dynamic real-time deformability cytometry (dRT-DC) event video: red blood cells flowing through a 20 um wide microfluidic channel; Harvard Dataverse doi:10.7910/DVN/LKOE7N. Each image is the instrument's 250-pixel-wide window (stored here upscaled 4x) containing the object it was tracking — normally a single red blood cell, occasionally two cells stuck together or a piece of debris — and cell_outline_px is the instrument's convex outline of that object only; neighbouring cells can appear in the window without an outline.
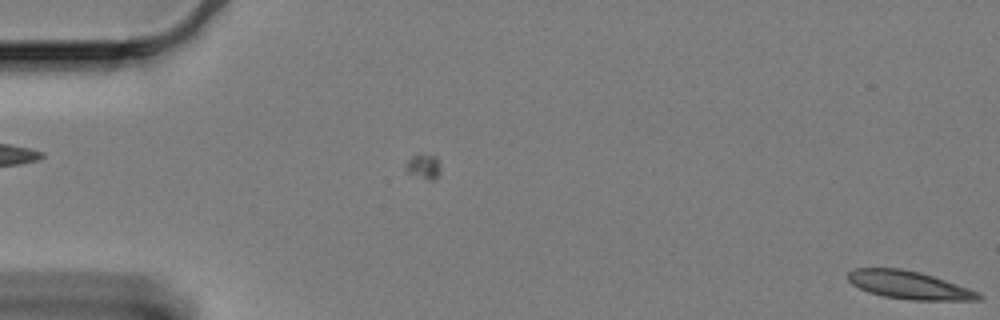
{"species": "Egyptian fruit bat (a non-hibernating species)", "species_latin": "Rousettus aegyptiacus", "temperature_condition": "cold", "stored_images_in_passage": 8, "camera_frame_rate_fps": 3000, "um_per_image_px": 0.085, "animal": {"sex": "female"}, "frame": {"image": 1, "passage_image": 8, "time_ms": 2.333, "image_size_px": [1000, 320], "cell_outline_px": [[984, 296], [980, 300], [908, 300], [884, 296], [868, 292], [852, 284], [848, 280], [848, 272], [856, 268], [900, 268], [920, 272], [980, 292]], "centroid_in_image_um": [77.28, 24.23], "position_along_channel_um": 7.7, "area_um2": 21.21}}